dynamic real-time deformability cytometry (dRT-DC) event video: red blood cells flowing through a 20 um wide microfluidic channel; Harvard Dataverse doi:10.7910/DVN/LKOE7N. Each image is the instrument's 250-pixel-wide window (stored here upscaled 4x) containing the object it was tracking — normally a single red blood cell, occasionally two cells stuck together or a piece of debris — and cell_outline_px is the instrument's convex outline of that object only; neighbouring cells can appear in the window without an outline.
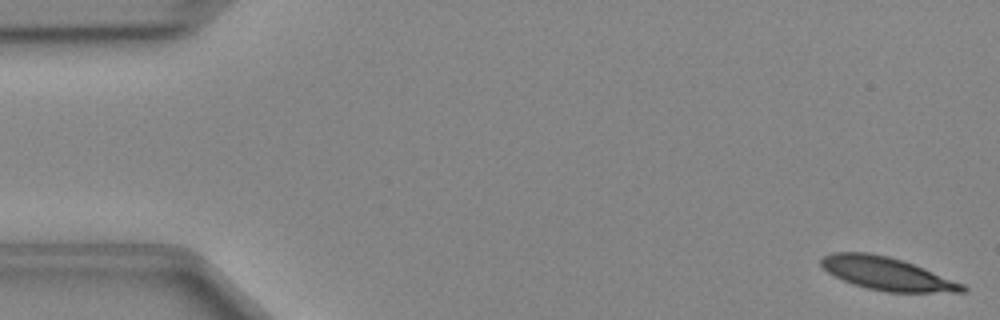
{"species": "Egyptian fruit bat (a non-hibernating species)", "species_latin": "Rousettus aegyptiacus", "temperature_condition": "cold", "stored_images_in_passage": 49, "camera_frame_rate_fps": 3000, "um_per_image_px": 0.085, "animal": {"sex": "female"}, "frame": {"image": 1, "passage_image": 1, "time_ms": 0.0, "image_size_px": [1000, 320], "cell_outline_px": [[968, 288], [964, 292], [888, 292], [868, 288], [852, 284], [828, 272], [820, 264], [820, 260], [824, 256], [832, 252], [868, 252], [888, 256], [924, 268], [964, 284]], "centroid_in_image_um": [75.38, 23.26], "position_along_channel_um": 9.6, "area_um2": 26.82}}
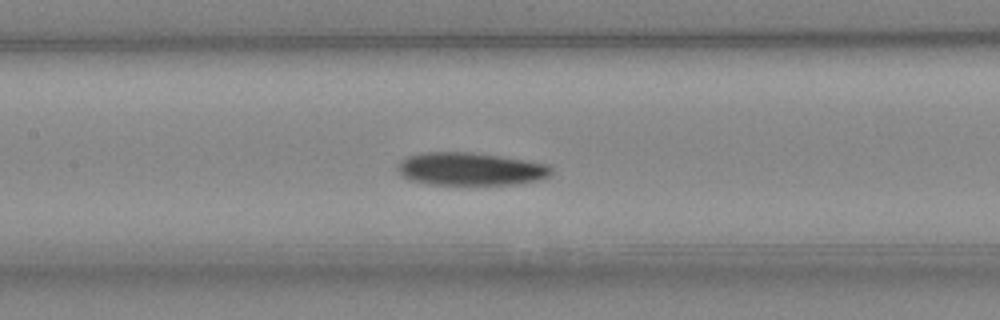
{"frame": {"image": 2, "passage_image": 22, "time_ms": 7.0, "image_size_px": [1000, 320], "cell_outline_px": [[552, 176], [536, 180], [516, 184], [432, 184], [408, 180], [396, 168], [400, 160], [408, 156], [428, 152], [472, 152], [528, 160], [548, 164], [552, 168]], "centroid_in_image_um": [40.02, 14.35], "position_along_channel_um": 167.4, "area_um2": 29.42}}
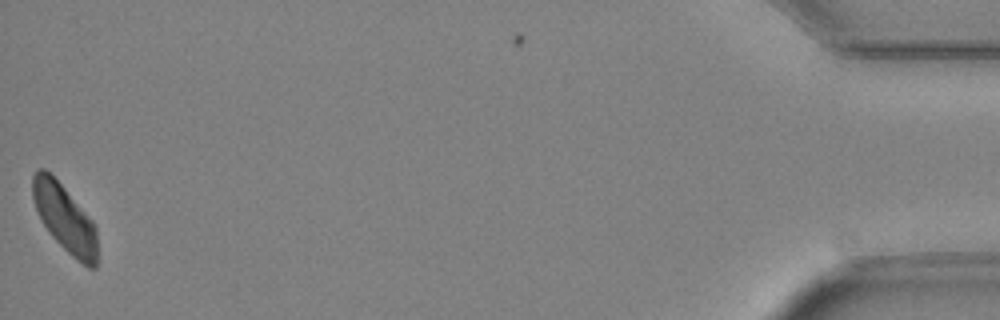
{"frame": {"image": 3, "passage_image": 48, "time_ms": 15.667, "image_size_px": [1000, 320], "cell_outline_px": [[96, 268], [88, 268], [76, 260], [52, 236], [44, 224], [36, 208], [32, 196], [32, 176], [40, 168], [44, 168], [64, 188], [92, 220], [96, 228]], "centroid_in_image_um": [5.51, 18.57], "position_along_channel_um": 429.7, "area_um2": 24.74}}